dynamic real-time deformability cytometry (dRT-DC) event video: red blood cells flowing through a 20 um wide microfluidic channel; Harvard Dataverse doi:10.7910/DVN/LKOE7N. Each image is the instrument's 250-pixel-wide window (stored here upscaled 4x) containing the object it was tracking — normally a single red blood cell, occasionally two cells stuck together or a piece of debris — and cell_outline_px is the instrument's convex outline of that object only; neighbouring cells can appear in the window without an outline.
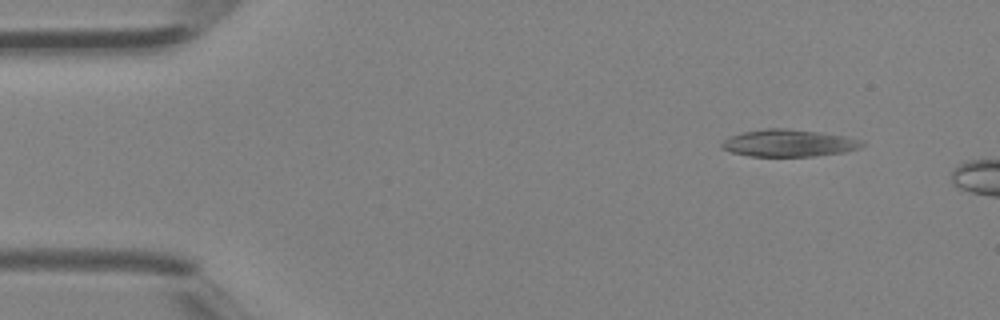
{"species": "Egyptian fruit bat (a non-hibernating species)", "species_latin": "Rousettus aegyptiacus", "temperature_condition": "room temperature", "stored_images_in_passage": 4, "camera_frame_rate_fps": 3000, "um_per_image_px": 0.085, "animal": {"sex": "female"}, "frame": {"image": 1, "passage_image": 1, "time_ms": 0.0, "image_size_px": [1000, 320], "cell_outline_px": [[864, 144], [860, 148], [844, 152], [812, 156], [752, 156], [732, 152], [720, 148], [720, 144], [724, 140], [732, 136], [744, 132], [764, 128], [788, 128], [844, 136], [860, 140]], "centroid_in_image_um": [67.02, 12.16], "position_along_channel_um": 18.0, "area_um2": 21.91}}